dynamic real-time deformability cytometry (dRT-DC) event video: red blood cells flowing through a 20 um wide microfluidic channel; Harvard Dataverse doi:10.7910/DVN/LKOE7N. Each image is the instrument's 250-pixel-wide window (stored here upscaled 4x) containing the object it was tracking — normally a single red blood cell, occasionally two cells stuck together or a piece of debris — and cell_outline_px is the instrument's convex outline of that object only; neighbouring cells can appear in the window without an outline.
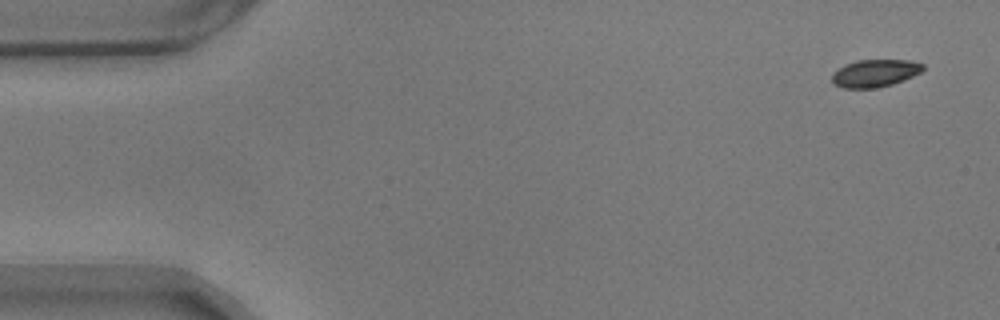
{"species": "common noctule bat (a hibernating species)", "species_latin": "Nyctalus noctula", "temperature_condition": "warm", "stored_images_in_passage": 9, "camera_frame_rate_fps": 3000, "um_per_image_px": 0.085, "animal": {"sex": "male", "body_mass_g": 17.9}, "frame": {"image": 1, "passage_image": 1, "time_ms": 0.0, "image_size_px": [1000, 320], "cell_outline_px": [[924, 68], [920, 72], [904, 80], [892, 84], [876, 88], [844, 88], [832, 84], [832, 72], [844, 64], [856, 60], [912, 60], [924, 64]], "centroid_in_image_um": [74.34, 6.21], "position_along_channel_um": 10.7, "area_um2": 14.74}}